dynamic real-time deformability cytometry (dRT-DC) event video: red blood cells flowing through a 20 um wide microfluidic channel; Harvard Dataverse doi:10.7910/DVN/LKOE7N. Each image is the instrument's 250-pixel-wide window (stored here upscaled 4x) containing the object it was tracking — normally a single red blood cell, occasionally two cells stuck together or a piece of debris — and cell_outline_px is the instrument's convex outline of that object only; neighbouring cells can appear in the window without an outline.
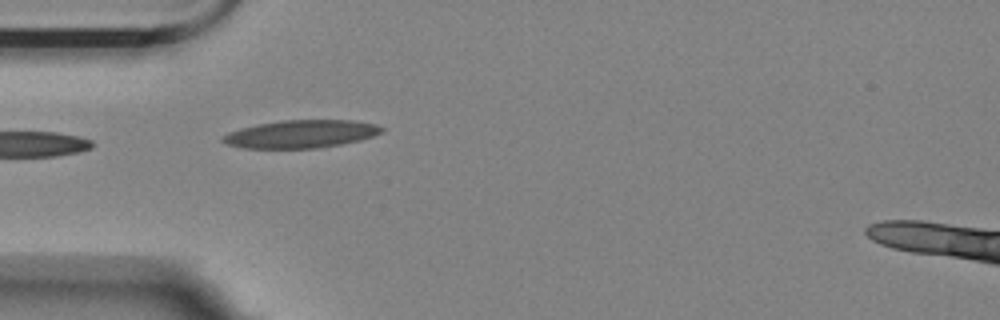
{"species": "Egyptian fruit bat (a non-hibernating species)", "species_latin": "Rousettus aegyptiacus", "temperature_condition": "room temperature", "stored_images_in_passage": 3, "camera_frame_rate_fps": 3000, "um_per_image_px": 0.085, "animal": {"sex": "female"}, "frame": {"image": 1, "passage_image": 3, "time_ms": 0.667, "image_size_px": [1000, 320], "cell_outline_px": [[384, 132], [360, 140], [340, 144], [316, 148], [244, 148], [228, 144], [220, 140], [224, 136], [232, 132], [256, 124], [280, 120], [352, 120], [376, 124], [384, 128]], "centroid_in_image_um": [25.64, 11.38], "position_along_channel_um": 59.4, "area_um2": 25.55}}